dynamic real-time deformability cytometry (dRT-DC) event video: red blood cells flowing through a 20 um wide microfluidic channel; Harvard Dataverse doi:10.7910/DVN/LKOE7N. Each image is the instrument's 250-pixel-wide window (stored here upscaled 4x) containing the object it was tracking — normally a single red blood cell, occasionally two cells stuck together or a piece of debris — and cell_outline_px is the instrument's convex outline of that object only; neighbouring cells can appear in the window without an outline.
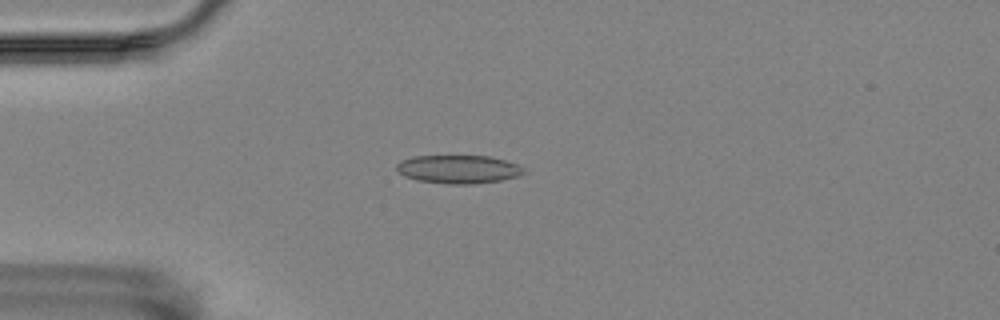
{"species": "Egyptian fruit bat (a non-hibernating species)", "species_latin": "Rousettus aegyptiacus", "temperature_condition": "room temperature", "stored_images_in_passage": 43, "camera_frame_rate_fps": 3000, "um_per_image_px": 0.085, "animal": {"sex": "female"}, "frame": {"image": 1, "passage_image": 1, "time_ms": 0.0, "image_size_px": [1000, 320], "cell_outline_px": [[528, 172], [520, 176], [500, 180], [472, 184], [448, 184], [416, 180], [404, 176], [396, 168], [396, 164], [400, 160], [412, 156], [488, 156], [504, 160], [516, 164], [524, 168]], "centroid_in_image_um": [38.97, 14.39], "position_along_channel_um": 46.0, "area_um2": 21.1}}
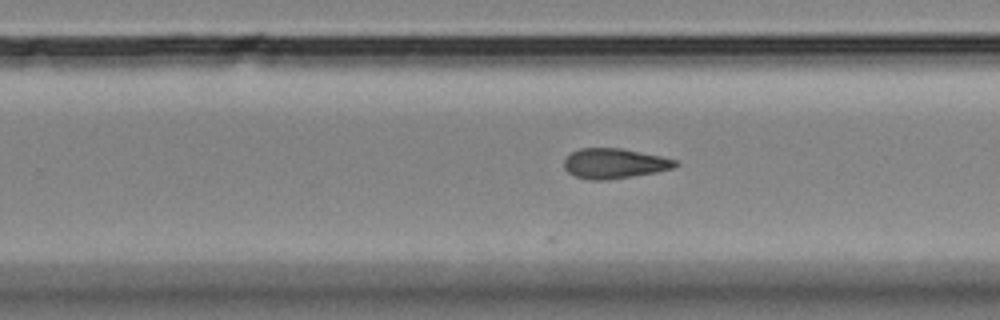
{"frame": {"image": 2, "passage_image": 22, "time_ms": 7.0, "image_size_px": [1000, 320], "cell_outline_px": [[680, 164], [676, 168], [656, 172], [632, 176], [604, 180], [588, 180], [576, 176], [568, 172], [564, 168], [564, 160], [572, 152], [580, 148], [620, 148], [660, 156], [676, 160]], "centroid_in_image_um": [52.24, 13.9], "position_along_channel_um": 277.6, "area_um2": 19.42}}
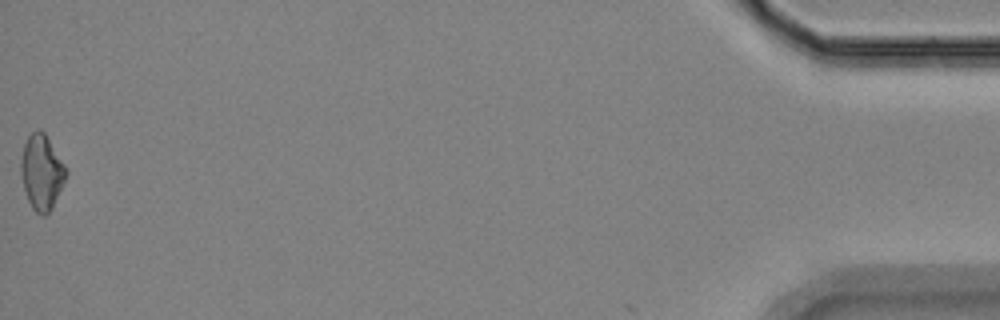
{"frame": {"image": 3, "passage_image": 43, "time_ms": 14.0, "image_size_px": [1000, 320], "cell_outline_px": [[68, 172], [52, 208], [44, 216], [40, 216], [32, 208], [28, 200], [24, 188], [20, 172], [20, 164], [24, 144], [28, 136], [36, 128], [40, 128], [44, 132], [64, 164]], "centroid_in_image_um": [3.53, 14.62], "position_along_channel_um": 431.7, "area_um2": 19.59}, "authors_computed_cell_mechanics": {"area_um2": 19.3052, "velocity_mm_per_s": 3.5359, "shape_relaxation_time_tau1_ms": null, "shape_relaxation_time_tau2_ms": 7.0372, "deformation_change_tau1": null, "deformation_change_tau2": 0.1543}}